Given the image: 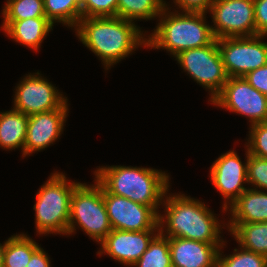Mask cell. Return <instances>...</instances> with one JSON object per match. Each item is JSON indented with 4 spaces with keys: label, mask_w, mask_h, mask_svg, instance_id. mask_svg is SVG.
Returning a JSON list of instances; mask_svg holds the SVG:
<instances>
[{
    "label": "cell",
    "mask_w": 267,
    "mask_h": 267,
    "mask_svg": "<svg viewBox=\"0 0 267 267\" xmlns=\"http://www.w3.org/2000/svg\"><path fill=\"white\" fill-rule=\"evenodd\" d=\"M75 30L80 41L101 58L107 70L141 45H147L141 28L120 17L81 18Z\"/></svg>",
    "instance_id": "6da1fadb"
},
{
    "label": "cell",
    "mask_w": 267,
    "mask_h": 267,
    "mask_svg": "<svg viewBox=\"0 0 267 267\" xmlns=\"http://www.w3.org/2000/svg\"><path fill=\"white\" fill-rule=\"evenodd\" d=\"M165 215L159 213L160 233L168 238H186L210 244H223L222 225L206 205L184 194H165ZM166 226H165V225ZM163 228H166L164 231ZM165 232V233H164Z\"/></svg>",
    "instance_id": "7a4b0ae2"
},
{
    "label": "cell",
    "mask_w": 267,
    "mask_h": 267,
    "mask_svg": "<svg viewBox=\"0 0 267 267\" xmlns=\"http://www.w3.org/2000/svg\"><path fill=\"white\" fill-rule=\"evenodd\" d=\"M94 174L108 193L150 206L158 214L170 187L169 175L154 168L111 165L99 167Z\"/></svg>",
    "instance_id": "3957f363"
},
{
    "label": "cell",
    "mask_w": 267,
    "mask_h": 267,
    "mask_svg": "<svg viewBox=\"0 0 267 267\" xmlns=\"http://www.w3.org/2000/svg\"><path fill=\"white\" fill-rule=\"evenodd\" d=\"M168 5L158 18L160 22L147 38L146 47L165 49L173 57L188 49L210 45L215 37L206 23V13L170 12Z\"/></svg>",
    "instance_id": "277c9868"
},
{
    "label": "cell",
    "mask_w": 267,
    "mask_h": 267,
    "mask_svg": "<svg viewBox=\"0 0 267 267\" xmlns=\"http://www.w3.org/2000/svg\"><path fill=\"white\" fill-rule=\"evenodd\" d=\"M63 173L55 172L36 195L35 226L39 235L66 234L68 231L71 197L80 182H68Z\"/></svg>",
    "instance_id": "5b68a950"
},
{
    "label": "cell",
    "mask_w": 267,
    "mask_h": 267,
    "mask_svg": "<svg viewBox=\"0 0 267 267\" xmlns=\"http://www.w3.org/2000/svg\"><path fill=\"white\" fill-rule=\"evenodd\" d=\"M95 184L80 183L71 197L70 218L67 234L76 231V225L96 242H101L111 231L105 202L103 187ZM75 230V231H74Z\"/></svg>",
    "instance_id": "8992f818"
},
{
    "label": "cell",
    "mask_w": 267,
    "mask_h": 267,
    "mask_svg": "<svg viewBox=\"0 0 267 267\" xmlns=\"http://www.w3.org/2000/svg\"><path fill=\"white\" fill-rule=\"evenodd\" d=\"M175 58L192 79L207 90L209 89L210 101L220 93L228 80L217 39L210 45L183 51Z\"/></svg>",
    "instance_id": "52a82bcc"
},
{
    "label": "cell",
    "mask_w": 267,
    "mask_h": 267,
    "mask_svg": "<svg viewBox=\"0 0 267 267\" xmlns=\"http://www.w3.org/2000/svg\"><path fill=\"white\" fill-rule=\"evenodd\" d=\"M264 37L255 35L217 39L228 77H243L267 64V43L263 42Z\"/></svg>",
    "instance_id": "ba28073f"
},
{
    "label": "cell",
    "mask_w": 267,
    "mask_h": 267,
    "mask_svg": "<svg viewBox=\"0 0 267 267\" xmlns=\"http://www.w3.org/2000/svg\"><path fill=\"white\" fill-rule=\"evenodd\" d=\"M211 104L249 118L250 125L267 122V97L244 77H228Z\"/></svg>",
    "instance_id": "9c48e42d"
},
{
    "label": "cell",
    "mask_w": 267,
    "mask_h": 267,
    "mask_svg": "<svg viewBox=\"0 0 267 267\" xmlns=\"http://www.w3.org/2000/svg\"><path fill=\"white\" fill-rule=\"evenodd\" d=\"M209 12L215 39L256 35L254 0H214Z\"/></svg>",
    "instance_id": "30bf717a"
},
{
    "label": "cell",
    "mask_w": 267,
    "mask_h": 267,
    "mask_svg": "<svg viewBox=\"0 0 267 267\" xmlns=\"http://www.w3.org/2000/svg\"><path fill=\"white\" fill-rule=\"evenodd\" d=\"M56 88L39 71L30 73L16 87L13 109L27 116L59 109L67 97Z\"/></svg>",
    "instance_id": "8fae6325"
},
{
    "label": "cell",
    "mask_w": 267,
    "mask_h": 267,
    "mask_svg": "<svg viewBox=\"0 0 267 267\" xmlns=\"http://www.w3.org/2000/svg\"><path fill=\"white\" fill-rule=\"evenodd\" d=\"M103 199L112 229L122 231L160 230L159 214L152 207L108 193L104 188Z\"/></svg>",
    "instance_id": "7c38bea8"
},
{
    "label": "cell",
    "mask_w": 267,
    "mask_h": 267,
    "mask_svg": "<svg viewBox=\"0 0 267 267\" xmlns=\"http://www.w3.org/2000/svg\"><path fill=\"white\" fill-rule=\"evenodd\" d=\"M246 162L243 164L240 157L234 150L222 154L210 167V179L215 188L225 199L223 210L228 207L245 191L247 188L243 185L247 180V160L248 150H246ZM229 205V206H228Z\"/></svg>",
    "instance_id": "4fadbf2b"
},
{
    "label": "cell",
    "mask_w": 267,
    "mask_h": 267,
    "mask_svg": "<svg viewBox=\"0 0 267 267\" xmlns=\"http://www.w3.org/2000/svg\"><path fill=\"white\" fill-rule=\"evenodd\" d=\"M68 113L66 101L59 109L28 116L24 157L44 150L59 139Z\"/></svg>",
    "instance_id": "5bb4252c"
},
{
    "label": "cell",
    "mask_w": 267,
    "mask_h": 267,
    "mask_svg": "<svg viewBox=\"0 0 267 267\" xmlns=\"http://www.w3.org/2000/svg\"><path fill=\"white\" fill-rule=\"evenodd\" d=\"M159 231H122L112 229L99 243L101 244V250L97 254L105 253L116 261L132 267L147 250L149 243Z\"/></svg>",
    "instance_id": "9a60e30c"
},
{
    "label": "cell",
    "mask_w": 267,
    "mask_h": 267,
    "mask_svg": "<svg viewBox=\"0 0 267 267\" xmlns=\"http://www.w3.org/2000/svg\"><path fill=\"white\" fill-rule=\"evenodd\" d=\"M222 245L169 238L172 267H217V256Z\"/></svg>",
    "instance_id": "2e32d148"
},
{
    "label": "cell",
    "mask_w": 267,
    "mask_h": 267,
    "mask_svg": "<svg viewBox=\"0 0 267 267\" xmlns=\"http://www.w3.org/2000/svg\"><path fill=\"white\" fill-rule=\"evenodd\" d=\"M228 223L267 222V192L248 188L228 207Z\"/></svg>",
    "instance_id": "e0dca14e"
},
{
    "label": "cell",
    "mask_w": 267,
    "mask_h": 267,
    "mask_svg": "<svg viewBox=\"0 0 267 267\" xmlns=\"http://www.w3.org/2000/svg\"><path fill=\"white\" fill-rule=\"evenodd\" d=\"M53 24L47 18H29L19 21H3L2 29L14 41L38 51Z\"/></svg>",
    "instance_id": "ac0fdd59"
},
{
    "label": "cell",
    "mask_w": 267,
    "mask_h": 267,
    "mask_svg": "<svg viewBox=\"0 0 267 267\" xmlns=\"http://www.w3.org/2000/svg\"><path fill=\"white\" fill-rule=\"evenodd\" d=\"M27 124L28 116L20 111L0 112V147L6 151L21 148L24 157Z\"/></svg>",
    "instance_id": "d6986e66"
},
{
    "label": "cell",
    "mask_w": 267,
    "mask_h": 267,
    "mask_svg": "<svg viewBox=\"0 0 267 267\" xmlns=\"http://www.w3.org/2000/svg\"><path fill=\"white\" fill-rule=\"evenodd\" d=\"M239 246L267 257V222L226 223Z\"/></svg>",
    "instance_id": "ffe728a7"
},
{
    "label": "cell",
    "mask_w": 267,
    "mask_h": 267,
    "mask_svg": "<svg viewBox=\"0 0 267 267\" xmlns=\"http://www.w3.org/2000/svg\"><path fill=\"white\" fill-rule=\"evenodd\" d=\"M166 2L164 0H118L117 17L125 20H151L159 17Z\"/></svg>",
    "instance_id": "44dd1931"
},
{
    "label": "cell",
    "mask_w": 267,
    "mask_h": 267,
    "mask_svg": "<svg viewBox=\"0 0 267 267\" xmlns=\"http://www.w3.org/2000/svg\"><path fill=\"white\" fill-rule=\"evenodd\" d=\"M39 247L27 234L11 236L6 240L4 267H26Z\"/></svg>",
    "instance_id": "7402d4cb"
},
{
    "label": "cell",
    "mask_w": 267,
    "mask_h": 267,
    "mask_svg": "<svg viewBox=\"0 0 267 267\" xmlns=\"http://www.w3.org/2000/svg\"><path fill=\"white\" fill-rule=\"evenodd\" d=\"M46 18L54 25H63L74 29L81 19V0H44Z\"/></svg>",
    "instance_id": "603a6c76"
},
{
    "label": "cell",
    "mask_w": 267,
    "mask_h": 267,
    "mask_svg": "<svg viewBox=\"0 0 267 267\" xmlns=\"http://www.w3.org/2000/svg\"><path fill=\"white\" fill-rule=\"evenodd\" d=\"M132 266L135 267H172L169 238L160 232L149 243L147 250Z\"/></svg>",
    "instance_id": "cb8c5ba5"
},
{
    "label": "cell",
    "mask_w": 267,
    "mask_h": 267,
    "mask_svg": "<svg viewBox=\"0 0 267 267\" xmlns=\"http://www.w3.org/2000/svg\"><path fill=\"white\" fill-rule=\"evenodd\" d=\"M2 9L3 21L46 18L44 0H7Z\"/></svg>",
    "instance_id": "d4e9b609"
},
{
    "label": "cell",
    "mask_w": 267,
    "mask_h": 267,
    "mask_svg": "<svg viewBox=\"0 0 267 267\" xmlns=\"http://www.w3.org/2000/svg\"><path fill=\"white\" fill-rule=\"evenodd\" d=\"M224 243L219 249L217 256V267H265L267 265V257L244 249L240 246V250L234 249V253L225 257L222 255L221 249L224 247Z\"/></svg>",
    "instance_id": "484cf974"
},
{
    "label": "cell",
    "mask_w": 267,
    "mask_h": 267,
    "mask_svg": "<svg viewBox=\"0 0 267 267\" xmlns=\"http://www.w3.org/2000/svg\"><path fill=\"white\" fill-rule=\"evenodd\" d=\"M247 180L253 189L267 191V159L248 153Z\"/></svg>",
    "instance_id": "4316f807"
},
{
    "label": "cell",
    "mask_w": 267,
    "mask_h": 267,
    "mask_svg": "<svg viewBox=\"0 0 267 267\" xmlns=\"http://www.w3.org/2000/svg\"><path fill=\"white\" fill-rule=\"evenodd\" d=\"M118 0H81V18L117 17Z\"/></svg>",
    "instance_id": "83f0119b"
},
{
    "label": "cell",
    "mask_w": 267,
    "mask_h": 267,
    "mask_svg": "<svg viewBox=\"0 0 267 267\" xmlns=\"http://www.w3.org/2000/svg\"><path fill=\"white\" fill-rule=\"evenodd\" d=\"M247 141L249 154L267 159V122L252 124Z\"/></svg>",
    "instance_id": "f1b7e54d"
},
{
    "label": "cell",
    "mask_w": 267,
    "mask_h": 267,
    "mask_svg": "<svg viewBox=\"0 0 267 267\" xmlns=\"http://www.w3.org/2000/svg\"><path fill=\"white\" fill-rule=\"evenodd\" d=\"M247 82L267 97V64L243 76Z\"/></svg>",
    "instance_id": "f546056e"
},
{
    "label": "cell",
    "mask_w": 267,
    "mask_h": 267,
    "mask_svg": "<svg viewBox=\"0 0 267 267\" xmlns=\"http://www.w3.org/2000/svg\"><path fill=\"white\" fill-rule=\"evenodd\" d=\"M256 35L267 36V0H254Z\"/></svg>",
    "instance_id": "4dcf8cb0"
},
{
    "label": "cell",
    "mask_w": 267,
    "mask_h": 267,
    "mask_svg": "<svg viewBox=\"0 0 267 267\" xmlns=\"http://www.w3.org/2000/svg\"><path fill=\"white\" fill-rule=\"evenodd\" d=\"M214 0H174L182 12L207 13L210 11Z\"/></svg>",
    "instance_id": "1f68e13d"
},
{
    "label": "cell",
    "mask_w": 267,
    "mask_h": 267,
    "mask_svg": "<svg viewBox=\"0 0 267 267\" xmlns=\"http://www.w3.org/2000/svg\"><path fill=\"white\" fill-rule=\"evenodd\" d=\"M50 257L43 248L39 247L33 254L26 267H51Z\"/></svg>",
    "instance_id": "d6a6232c"
},
{
    "label": "cell",
    "mask_w": 267,
    "mask_h": 267,
    "mask_svg": "<svg viewBox=\"0 0 267 267\" xmlns=\"http://www.w3.org/2000/svg\"><path fill=\"white\" fill-rule=\"evenodd\" d=\"M6 241L3 244L0 243V267H4Z\"/></svg>",
    "instance_id": "836d02e7"
}]
</instances>
